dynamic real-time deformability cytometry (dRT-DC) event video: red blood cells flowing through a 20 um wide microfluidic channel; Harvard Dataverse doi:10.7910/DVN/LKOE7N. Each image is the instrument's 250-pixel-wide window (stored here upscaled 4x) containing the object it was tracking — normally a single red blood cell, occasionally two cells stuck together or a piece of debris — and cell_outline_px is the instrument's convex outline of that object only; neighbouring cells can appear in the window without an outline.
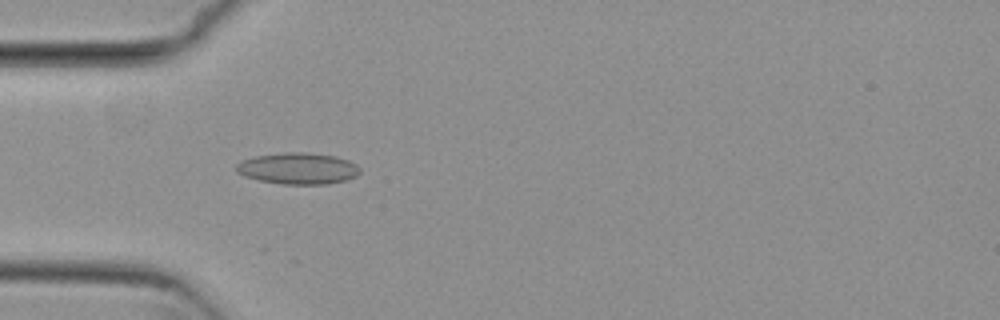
{"species": "common noctule bat (a hibernating species)", "species_latin": "Nyctalus noctula", "temperature_condition": "cold", "stored_images_in_passage": 11, "camera_frame_rate_fps": 3000, "um_per_image_px": 0.085, "animal": {"sex": "female", "body_mass_g": 29.2, "forearm_length_mm": 56.3}, "frame": {"image": 1, "passage_image": 1, "time_ms": 0.0, "image_size_px": [1000, 320], "cell_outline_px": [[360, 172], [356, 176], [344, 180], [328, 184], [280, 184], [260, 180], [244, 176], [236, 172], [236, 164], [244, 160], [256, 156], [284, 152], [304, 152], [336, 156], [348, 160], [356, 164], [360, 168]], "centroid_in_image_um": [25.34, 14.32], "position_along_channel_um": 59.7, "area_um2": 22.6}}
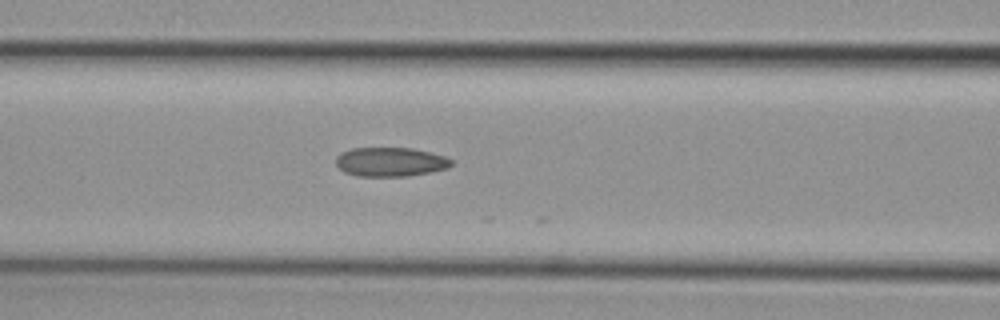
{"frame": {"image": 2, "passage_image": 7, "time_ms": 2.0, "image_size_px": [1000, 320], "cell_outline_px": [[452, 164], [448, 168], [408, 176], [356, 176], [344, 172], [336, 164], [336, 156], [340, 152], [352, 148], [412, 148], [444, 156], [452, 160]], "centroid_in_image_um": [33.14, 13.76], "position_along_channel_um": 133.5, "area_um2": 19.54}}
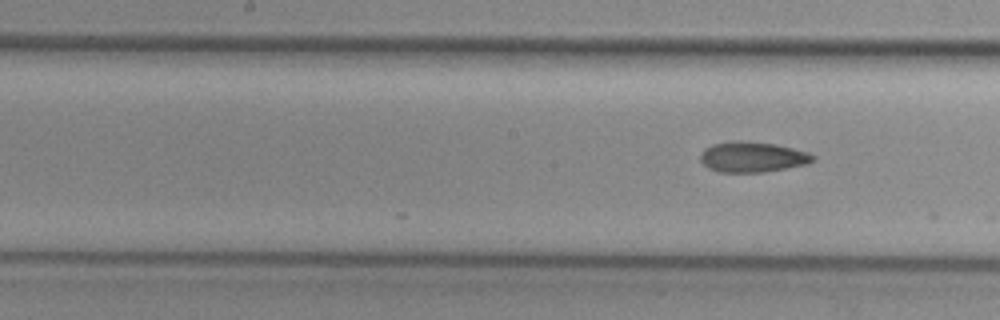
{"frame": {"image": 3, "passage_image": 11, "time_ms": 3.333, "image_size_px": [1000, 320], "cell_outline_px": [[816, 156], [808, 164], [764, 172], [720, 172], [708, 168], [700, 160], [700, 156], [704, 148], [712, 144], [732, 140], [740, 140], [776, 144], [808, 152]], "centroid_in_image_um": [63.94, 13.33], "position_along_channel_um": 184.3, "area_um2": 20.06}}